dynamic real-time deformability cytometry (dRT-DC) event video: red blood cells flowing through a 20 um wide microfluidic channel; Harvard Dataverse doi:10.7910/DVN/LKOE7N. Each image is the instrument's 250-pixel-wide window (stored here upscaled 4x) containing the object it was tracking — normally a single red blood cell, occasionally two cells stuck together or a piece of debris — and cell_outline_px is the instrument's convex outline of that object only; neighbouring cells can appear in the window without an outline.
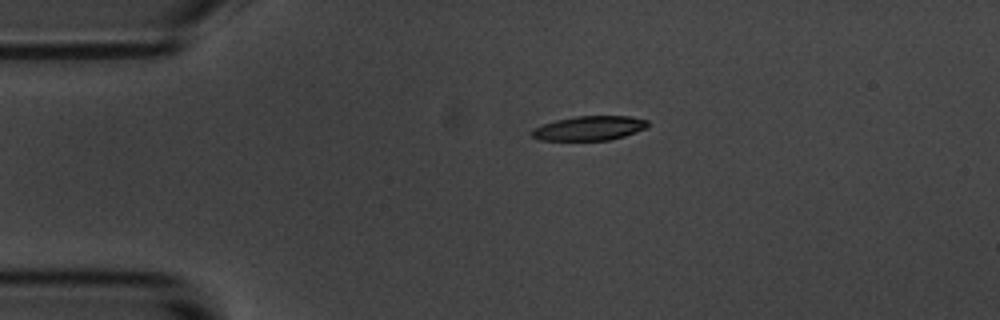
{"species": "common noctule bat (a hibernating species)", "species_latin": "Nyctalus noctula", "temperature_condition": "room temperature", "stored_images_in_passage": 2, "camera_frame_rate_fps": 3000, "um_per_image_px": 0.085, "animal": {"sex": "male", "body_mass_g": 20.1, "forearm_length_mm": 53.5}, "frame": {"image": 1, "passage_image": 1, "time_ms": 0.0, "image_size_px": [1000, 320], "cell_outline_px": [[648, 124], [644, 128], [636, 132], [624, 136], [608, 140], [540, 140], [532, 136], [528, 132], [532, 128], [556, 120], [576, 116], [628, 116], [648, 120]], "centroid_in_image_um": [50.04, 10.9], "position_along_channel_um": 35.0, "area_um2": 16.42}}